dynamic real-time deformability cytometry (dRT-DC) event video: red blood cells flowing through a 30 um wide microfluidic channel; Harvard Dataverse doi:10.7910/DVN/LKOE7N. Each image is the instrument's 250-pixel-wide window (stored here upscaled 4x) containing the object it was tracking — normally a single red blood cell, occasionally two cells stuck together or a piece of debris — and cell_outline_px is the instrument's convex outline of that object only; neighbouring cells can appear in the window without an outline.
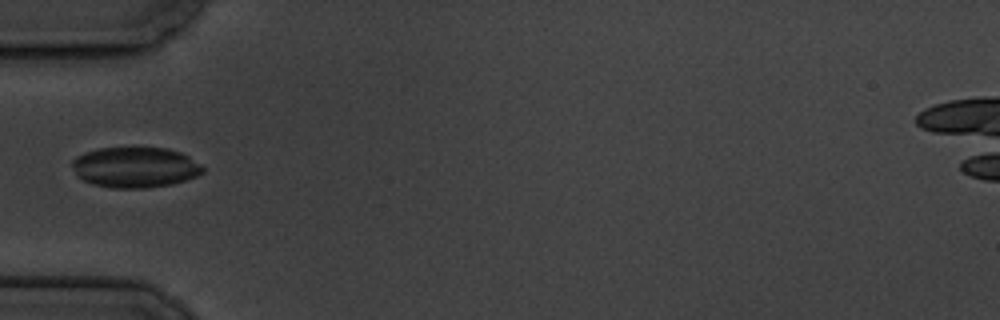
{"species": "common noctule bat (a hibernating species)", "species_latin": "Nyctalus noctula", "temperature_condition": "cold", "stored_images_in_passage": 2, "camera_frame_rate_fps": 3000, "um_per_image_px": 0.085, "animal": {"sex": "male", "body_mass_g": 19.5, "forearm_length_mm": 54.6}, "frame": {"image": 1, "passage_image": 1, "time_ms": 0.0, "image_size_px": [1000, 320], "cell_outline_px": [[204, 172], [196, 176], [172, 184], [148, 188], [112, 188], [92, 184], [76, 176], [72, 164], [72, 160], [76, 156], [84, 152], [100, 148], [168, 148], [180, 152], [188, 156], [200, 164], [204, 168]], "centroid_in_image_um": [11.47, 14.22], "position_along_channel_um": 73.5, "area_um2": 30.92}}
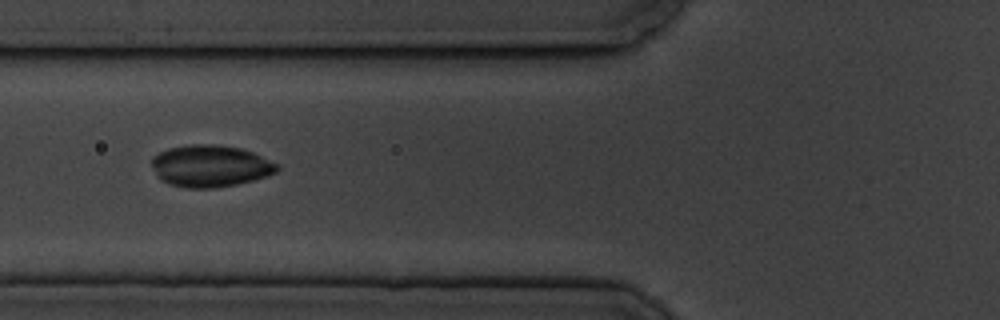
{"frame": {"image": 2, "passage_image": 2, "time_ms": 1.0, "image_size_px": [1000, 320], "cell_outline_px": [[280, 168], [276, 172], [252, 180], [236, 184], [216, 188], [184, 188], [168, 184], [160, 180], [156, 176], [152, 164], [152, 156], [168, 148], [192, 144], [216, 144], [240, 148], [252, 152], [280, 164]], "centroid_in_image_um": [17.85, 14.11], "position_along_channel_um": 107.9, "area_um2": 30.75}}